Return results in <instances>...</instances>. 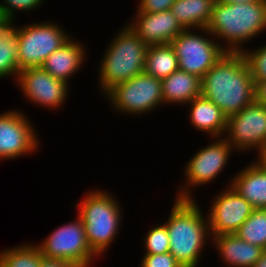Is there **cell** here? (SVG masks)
I'll list each match as a JSON object with an SVG mask.
<instances>
[{
	"instance_id": "28",
	"label": "cell",
	"mask_w": 266,
	"mask_h": 267,
	"mask_svg": "<svg viewBox=\"0 0 266 267\" xmlns=\"http://www.w3.org/2000/svg\"><path fill=\"white\" fill-rule=\"evenodd\" d=\"M46 0H2L0 3V14L4 18L15 19V11L28 12L39 8Z\"/></svg>"
},
{
	"instance_id": "31",
	"label": "cell",
	"mask_w": 266,
	"mask_h": 267,
	"mask_svg": "<svg viewBox=\"0 0 266 267\" xmlns=\"http://www.w3.org/2000/svg\"><path fill=\"white\" fill-rule=\"evenodd\" d=\"M255 102L266 106V81L255 82Z\"/></svg>"
},
{
	"instance_id": "11",
	"label": "cell",
	"mask_w": 266,
	"mask_h": 267,
	"mask_svg": "<svg viewBox=\"0 0 266 267\" xmlns=\"http://www.w3.org/2000/svg\"><path fill=\"white\" fill-rule=\"evenodd\" d=\"M224 136L237 152L266 149V106L253 102L242 111L227 118Z\"/></svg>"
},
{
	"instance_id": "36",
	"label": "cell",
	"mask_w": 266,
	"mask_h": 267,
	"mask_svg": "<svg viewBox=\"0 0 266 267\" xmlns=\"http://www.w3.org/2000/svg\"><path fill=\"white\" fill-rule=\"evenodd\" d=\"M4 19V17L0 14V22Z\"/></svg>"
},
{
	"instance_id": "9",
	"label": "cell",
	"mask_w": 266,
	"mask_h": 267,
	"mask_svg": "<svg viewBox=\"0 0 266 267\" xmlns=\"http://www.w3.org/2000/svg\"><path fill=\"white\" fill-rule=\"evenodd\" d=\"M37 246L45 258L64 260L77 267H88L98 257L89 246L84 223L78 215L74 221L53 230Z\"/></svg>"
},
{
	"instance_id": "32",
	"label": "cell",
	"mask_w": 266,
	"mask_h": 267,
	"mask_svg": "<svg viewBox=\"0 0 266 267\" xmlns=\"http://www.w3.org/2000/svg\"><path fill=\"white\" fill-rule=\"evenodd\" d=\"M40 267H77L67 261L60 259H49L43 257L41 260Z\"/></svg>"
},
{
	"instance_id": "17",
	"label": "cell",
	"mask_w": 266,
	"mask_h": 267,
	"mask_svg": "<svg viewBox=\"0 0 266 267\" xmlns=\"http://www.w3.org/2000/svg\"><path fill=\"white\" fill-rule=\"evenodd\" d=\"M229 183L254 209H266V168L258 160L238 171Z\"/></svg>"
},
{
	"instance_id": "5",
	"label": "cell",
	"mask_w": 266,
	"mask_h": 267,
	"mask_svg": "<svg viewBox=\"0 0 266 267\" xmlns=\"http://www.w3.org/2000/svg\"><path fill=\"white\" fill-rule=\"evenodd\" d=\"M86 193L74 206L84 223L91 250L100 257L119 235L123 211L120 202L110 192L96 189Z\"/></svg>"
},
{
	"instance_id": "19",
	"label": "cell",
	"mask_w": 266,
	"mask_h": 267,
	"mask_svg": "<svg viewBox=\"0 0 266 267\" xmlns=\"http://www.w3.org/2000/svg\"><path fill=\"white\" fill-rule=\"evenodd\" d=\"M189 119L195 129L205 132L211 138L222 137L227 129V117L213 102L203 96H198L188 103Z\"/></svg>"
},
{
	"instance_id": "6",
	"label": "cell",
	"mask_w": 266,
	"mask_h": 267,
	"mask_svg": "<svg viewBox=\"0 0 266 267\" xmlns=\"http://www.w3.org/2000/svg\"><path fill=\"white\" fill-rule=\"evenodd\" d=\"M104 97L112 110L126 115H145L164 105L161 80L145 72L117 84Z\"/></svg>"
},
{
	"instance_id": "21",
	"label": "cell",
	"mask_w": 266,
	"mask_h": 267,
	"mask_svg": "<svg viewBox=\"0 0 266 267\" xmlns=\"http://www.w3.org/2000/svg\"><path fill=\"white\" fill-rule=\"evenodd\" d=\"M216 0H176L170 8L184 29L207 28Z\"/></svg>"
},
{
	"instance_id": "12",
	"label": "cell",
	"mask_w": 266,
	"mask_h": 267,
	"mask_svg": "<svg viewBox=\"0 0 266 267\" xmlns=\"http://www.w3.org/2000/svg\"><path fill=\"white\" fill-rule=\"evenodd\" d=\"M33 125L24 111L0 113V162L38 151L40 140Z\"/></svg>"
},
{
	"instance_id": "8",
	"label": "cell",
	"mask_w": 266,
	"mask_h": 267,
	"mask_svg": "<svg viewBox=\"0 0 266 267\" xmlns=\"http://www.w3.org/2000/svg\"><path fill=\"white\" fill-rule=\"evenodd\" d=\"M51 21L32 22L19 26L18 65L19 71L28 67H41L47 57L65 44L71 35Z\"/></svg>"
},
{
	"instance_id": "10",
	"label": "cell",
	"mask_w": 266,
	"mask_h": 267,
	"mask_svg": "<svg viewBox=\"0 0 266 267\" xmlns=\"http://www.w3.org/2000/svg\"><path fill=\"white\" fill-rule=\"evenodd\" d=\"M213 137L211 144L198 150L184 166L185 185L179 186L176 199H194L192 189L210 183L220 175L228 164V159L235 151L222 137Z\"/></svg>"
},
{
	"instance_id": "16",
	"label": "cell",
	"mask_w": 266,
	"mask_h": 267,
	"mask_svg": "<svg viewBox=\"0 0 266 267\" xmlns=\"http://www.w3.org/2000/svg\"><path fill=\"white\" fill-rule=\"evenodd\" d=\"M72 39L71 37L59 49L51 53L41 65V68L50 75L67 84L70 83L71 76L76 75V71L78 72L81 65H84L83 62L87 60L83 42Z\"/></svg>"
},
{
	"instance_id": "35",
	"label": "cell",
	"mask_w": 266,
	"mask_h": 267,
	"mask_svg": "<svg viewBox=\"0 0 266 267\" xmlns=\"http://www.w3.org/2000/svg\"><path fill=\"white\" fill-rule=\"evenodd\" d=\"M257 157V160L266 168V149H264Z\"/></svg>"
},
{
	"instance_id": "29",
	"label": "cell",
	"mask_w": 266,
	"mask_h": 267,
	"mask_svg": "<svg viewBox=\"0 0 266 267\" xmlns=\"http://www.w3.org/2000/svg\"><path fill=\"white\" fill-rule=\"evenodd\" d=\"M140 267H182L170 253L144 254Z\"/></svg>"
},
{
	"instance_id": "27",
	"label": "cell",
	"mask_w": 266,
	"mask_h": 267,
	"mask_svg": "<svg viewBox=\"0 0 266 267\" xmlns=\"http://www.w3.org/2000/svg\"><path fill=\"white\" fill-rule=\"evenodd\" d=\"M242 53L247 60L253 80L255 82L266 81V45L252 51L244 49Z\"/></svg>"
},
{
	"instance_id": "23",
	"label": "cell",
	"mask_w": 266,
	"mask_h": 267,
	"mask_svg": "<svg viewBox=\"0 0 266 267\" xmlns=\"http://www.w3.org/2000/svg\"><path fill=\"white\" fill-rule=\"evenodd\" d=\"M178 69V59L170 43L148 47L144 67L145 73L163 80Z\"/></svg>"
},
{
	"instance_id": "13",
	"label": "cell",
	"mask_w": 266,
	"mask_h": 267,
	"mask_svg": "<svg viewBox=\"0 0 266 267\" xmlns=\"http://www.w3.org/2000/svg\"><path fill=\"white\" fill-rule=\"evenodd\" d=\"M17 85L28 102L57 110L68 99L70 84L56 79L41 67H28L19 71Z\"/></svg>"
},
{
	"instance_id": "15",
	"label": "cell",
	"mask_w": 266,
	"mask_h": 267,
	"mask_svg": "<svg viewBox=\"0 0 266 267\" xmlns=\"http://www.w3.org/2000/svg\"><path fill=\"white\" fill-rule=\"evenodd\" d=\"M127 25L148 46L168 44L184 30L170 10L157 13L136 11Z\"/></svg>"
},
{
	"instance_id": "2",
	"label": "cell",
	"mask_w": 266,
	"mask_h": 267,
	"mask_svg": "<svg viewBox=\"0 0 266 267\" xmlns=\"http://www.w3.org/2000/svg\"><path fill=\"white\" fill-rule=\"evenodd\" d=\"M197 204L195 199H175L164 222L169 233V252L182 267H197L207 240H211L206 214Z\"/></svg>"
},
{
	"instance_id": "1",
	"label": "cell",
	"mask_w": 266,
	"mask_h": 267,
	"mask_svg": "<svg viewBox=\"0 0 266 267\" xmlns=\"http://www.w3.org/2000/svg\"><path fill=\"white\" fill-rule=\"evenodd\" d=\"M201 96L228 118L255 102V81L242 52H225L201 79Z\"/></svg>"
},
{
	"instance_id": "33",
	"label": "cell",
	"mask_w": 266,
	"mask_h": 267,
	"mask_svg": "<svg viewBox=\"0 0 266 267\" xmlns=\"http://www.w3.org/2000/svg\"><path fill=\"white\" fill-rule=\"evenodd\" d=\"M217 2L223 3V4H242V3H254L259 2L263 0H216Z\"/></svg>"
},
{
	"instance_id": "30",
	"label": "cell",
	"mask_w": 266,
	"mask_h": 267,
	"mask_svg": "<svg viewBox=\"0 0 266 267\" xmlns=\"http://www.w3.org/2000/svg\"><path fill=\"white\" fill-rule=\"evenodd\" d=\"M176 0H139L136 11L157 13L170 10Z\"/></svg>"
},
{
	"instance_id": "25",
	"label": "cell",
	"mask_w": 266,
	"mask_h": 267,
	"mask_svg": "<svg viewBox=\"0 0 266 267\" xmlns=\"http://www.w3.org/2000/svg\"><path fill=\"white\" fill-rule=\"evenodd\" d=\"M235 234L244 241L266 249V209H254Z\"/></svg>"
},
{
	"instance_id": "3",
	"label": "cell",
	"mask_w": 266,
	"mask_h": 267,
	"mask_svg": "<svg viewBox=\"0 0 266 267\" xmlns=\"http://www.w3.org/2000/svg\"><path fill=\"white\" fill-rule=\"evenodd\" d=\"M206 29L218 43L223 40L226 52H242L245 42L266 29V0L247 4L216 1Z\"/></svg>"
},
{
	"instance_id": "7",
	"label": "cell",
	"mask_w": 266,
	"mask_h": 267,
	"mask_svg": "<svg viewBox=\"0 0 266 267\" xmlns=\"http://www.w3.org/2000/svg\"><path fill=\"white\" fill-rule=\"evenodd\" d=\"M194 30L184 29L170 44L177 56L178 68L202 79L226 51L225 45L215 41L206 28L198 29L205 35Z\"/></svg>"
},
{
	"instance_id": "18",
	"label": "cell",
	"mask_w": 266,
	"mask_h": 267,
	"mask_svg": "<svg viewBox=\"0 0 266 267\" xmlns=\"http://www.w3.org/2000/svg\"><path fill=\"white\" fill-rule=\"evenodd\" d=\"M211 242L227 267H251L260 259L264 250L240 239L235 233L211 237Z\"/></svg>"
},
{
	"instance_id": "14",
	"label": "cell",
	"mask_w": 266,
	"mask_h": 267,
	"mask_svg": "<svg viewBox=\"0 0 266 267\" xmlns=\"http://www.w3.org/2000/svg\"><path fill=\"white\" fill-rule=\"evenodd\" d=\"M225 188L214 197L206 213L211 237L235 233L254 210L230 185Z\"/></svg>"
},
{
	"instance_id": "34",
	"label": "cell",
	"mask_w": 266,
	"mask_h": 267,
	"mask_svg": "<svg viewBox=\"0 0 266 267\" xmlns=\"http://www.w3.org/2000/svg\"><path fill=\"white\" fill-rule=\"evenodd\" d=\"M251 267H266V249L263 250L260 259Z\"/></svg>"
},
{
	"instance_id": "22",
	"label": "cell",
	"mask_w": 266,
	"mask_h": 267,
	"mask_svg": "<svg viewBox=\"0 0 266 267\" xmlns=\"http://www.w3.org/2000/svg\"><path fill=\"white\" fill-rule=\"evenodd\" d=\"M14 19L4 18L0 22V79L11 76L17 80L19 74L18 65V30L13 25Z\"/></svg>"
},
{
	"instance_id": "20",
	"label": "cell",
	"mask_w": 266,
	"mask_h": 267,
	"mask_svg": "<svg viewBox=\"0 0 266 267\" xmlns=\"http://www.w3.org/2000/svg\"><path fill=\"white\" fill-rule=\"evenodd\" d=\"M163 104L187 105L201 96V78L180 69L161 80Z\"/></svg>"
},
{
	"instance_id": "24",
	"label": "cell",
	"mask_w": 266,
	"mask_h": 267,
	"mask_svg": "<svg viewBox=\"0 0 266 267\" xmlns=\"http://www.w3.org/2000/svg\"><path fill=\"white\" fill-rule=\"evenodd\" d=\"M42 255L37 243H24L0 252L2 267H40Z\"/></svg>"
},
{
	"instance_id": "4",
	"label": "cell",
	"mask_w": 266,
	"mask_h": 267,
	"mask_svg": "<svg viewBox=\"0 0 266 267\" xmlns=\"http://www.w3.org/2000/svg\"><path fill=\"white\" fill-rule=\"evenodd\" d=\"M148 47L127 23L123 25L99 62L97 78L102 94L144 72Z\"/></svg>"
},
{
	"instance_id": "26",
	"label": "cell",
	"mask_w": 266,
	"mask_h": 267,
	"mask_svg": "<svg viewBox=\"0 0 266 267\" xmlns=\"http://www.w3.org/2000/svg\"><path fill=\"white\" fill-rule=\"evenodd\" d=\"M143 240L144 254H163L170 251L169 233L164 223L150 229Z\"/></svg>"
}]
</instances>
